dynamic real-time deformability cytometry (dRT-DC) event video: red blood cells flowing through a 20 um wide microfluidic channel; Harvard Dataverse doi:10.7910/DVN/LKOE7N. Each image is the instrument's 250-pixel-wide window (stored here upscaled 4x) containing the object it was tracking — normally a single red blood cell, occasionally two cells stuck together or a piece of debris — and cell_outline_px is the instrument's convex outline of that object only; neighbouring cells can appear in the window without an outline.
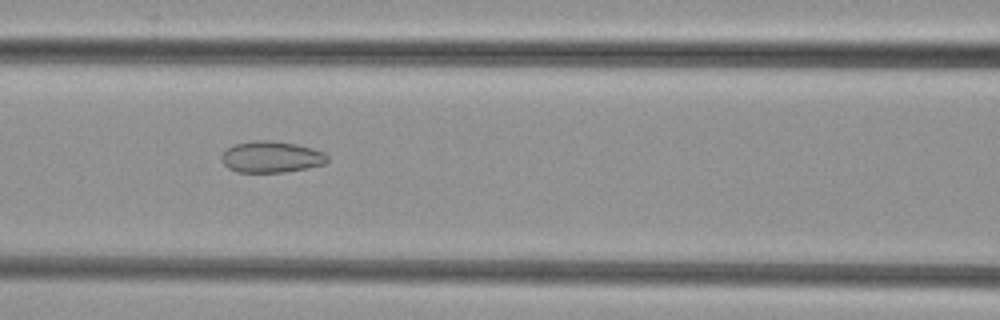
{"species": "common noctule bat (a hibernating species)", "species_latin": "Nyctalus noctula", "temperature_condition": "cold", "stored_images_in_passage": 48, "camera_frame_rate_fps": 3000, "um_per_image_px": 0.085, "animal": {"sex": "female", "body_mass_g": 29.2, "forearm_length_mm": 56.3}, "frame": {"image": 1, "passage_image": 23, "time_ms": 7.333, "image_size_px": [1000, 320], "cell_outline_px": [[328, 160], [324, 164], [308, 168], [284, 172], [236, 172], [228, 168], [224, 164], [220, 156], [232, 144], [252, 140], [272, 140], [296, 144], [312, 148], [324, 152], [328, 156]], "centroid_in_image_um": [23.05, 13.33], "position_along_channel_um": 143.6, "area_um2": 19.54}}
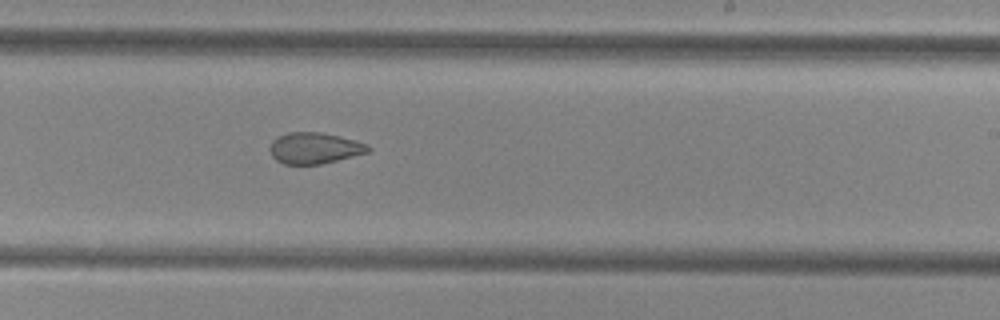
{"frame": {"image": 2, "passage_image": 32, "time_ms": 10.333, "image_size_px": [1000, 320], "cell_outline_px": [[372, 148], [368, 152], [320, 164], [284, 164], [276, 160], [272, 156], [268, 148], [272, 140], [276, 136], [288, 132], [320, 132], [340, 136], [368, 144]], "centroid_in_image_um": [26.69, 12.58], "position_along_channel_um": 262.3, "area_um2": 17.92}}
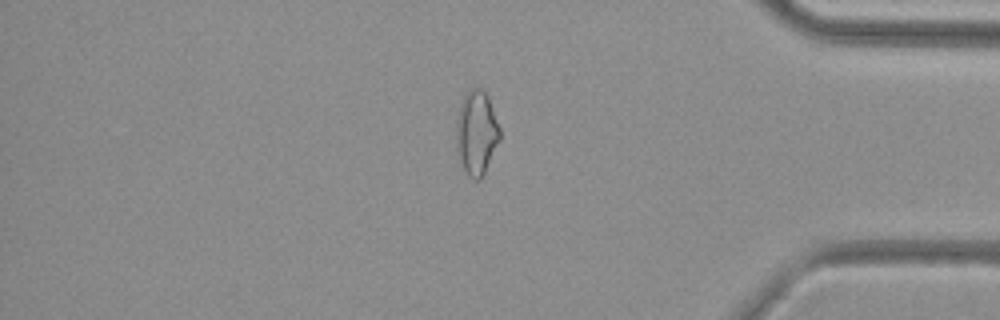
{"frame": {"image": 3, "passage_image": 44, "time_ms": 14.333, "image_size_px": [1000, 320], "cell_outline_px": [[500, 140], [480, 180], [472, 180], [468, 176], [460, 160], [456, 148], [456, 116], [460, 104], [464, 96], [472, 88], [480, 88], [488, 96], [500, 128]], "centroid_in_image_um": [40.49, 11.29], "position_along_channel_um": 394.7, "area_um2": 21.33}}